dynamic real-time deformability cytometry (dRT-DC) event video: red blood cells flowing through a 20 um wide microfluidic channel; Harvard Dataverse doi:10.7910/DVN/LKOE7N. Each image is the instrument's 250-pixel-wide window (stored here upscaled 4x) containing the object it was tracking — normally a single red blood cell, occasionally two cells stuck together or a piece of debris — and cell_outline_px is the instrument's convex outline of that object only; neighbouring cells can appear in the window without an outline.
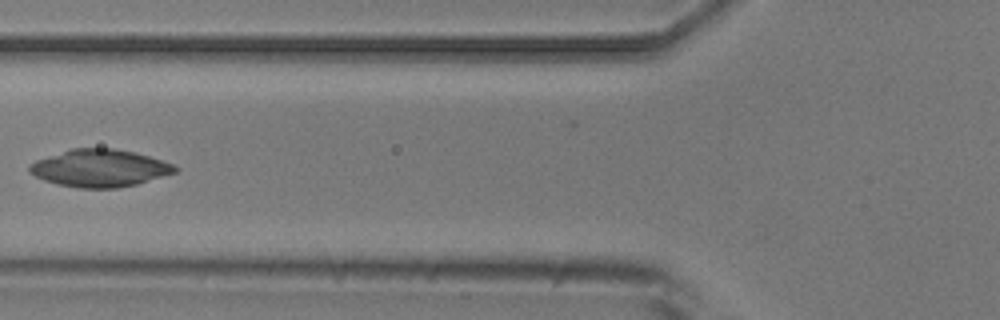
{"species": "common noctule bat (a hibernating species)", "species_latin": "Nyctalus noctula", "temperature_condition": "room temperature", "stored_images_in_passage": 7, "camera_frame_rate_fps": 3000, "um_per_image_px": 0.085, "animal": {"sex": "male", "body_mass_g": 20.5, "forearm_length_mm": 52.5}, "frame": {"image": 1, "passage_image": 6, "time_ms": 6.667, "image_size_px": [1000, 320], "cell_outline_px": [[180, 168], [176, 172], [136, 184], [116, 188], [80, 188], [56, 184], [44, 180], [28, 172], [28, 168], [36, 160], [72, 148], [116, 148], [148, 156], [172, 164]], "centroid_in_image_um": [8.46, 14.29], "position_along_channel_um": 117.3, "area_um2": 31.44}}
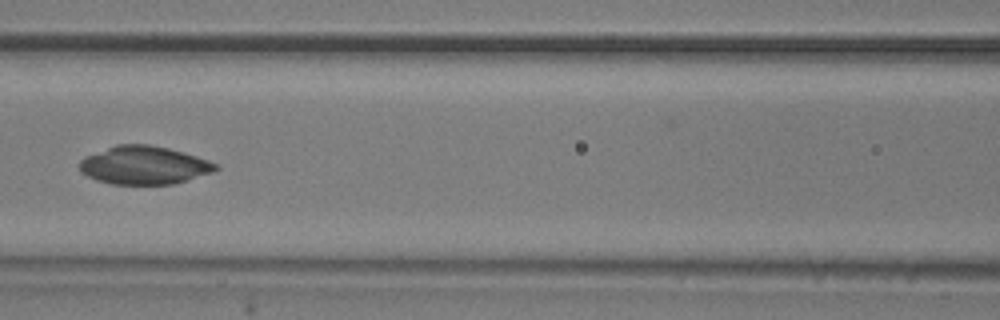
{"frame": {"image": 2, "passage_image": 7, "time_ms": 7.667, "image_size_px": [1000, 320], "cell_outline_px": [[220, 168], [212, 172], [172, 184], [112, 184], [96, 180], [80, 172], [80, 160], [84, 156], [116, 144], [148, 144], [168, 148], [196, 156], [220, 164]], "centroid_in_image_um": [12.23, 14.04], "position_along_channel_um": 154.4, "area_um2": 30.29}}